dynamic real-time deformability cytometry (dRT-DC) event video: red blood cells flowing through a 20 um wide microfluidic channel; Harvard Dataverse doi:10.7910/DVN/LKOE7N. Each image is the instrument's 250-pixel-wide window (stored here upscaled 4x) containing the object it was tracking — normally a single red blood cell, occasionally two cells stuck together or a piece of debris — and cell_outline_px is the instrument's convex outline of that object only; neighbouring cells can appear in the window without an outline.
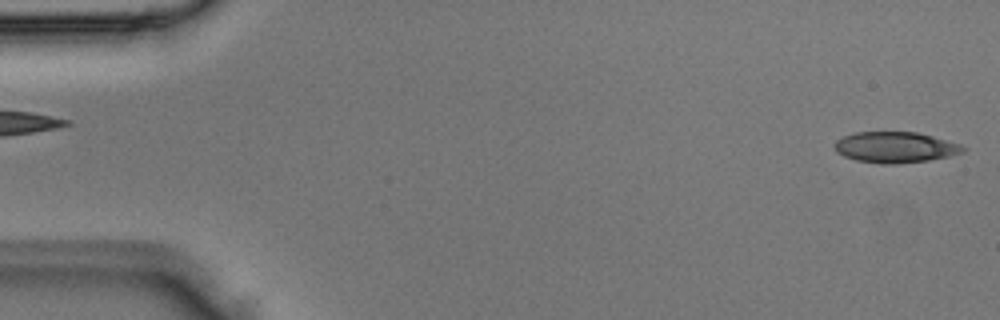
{"species": "Egyptian fruit bat (a non-hibernating species)", "species_latin": "Rousettus aegyptiacus", "temperature_condition": "room temperature", "stored_images_in_passage": 3, "segment_of_instrument_passage": [2, 2], "camera_frame_rate_fps": 3000, "um_per_image_px": 0.085, "animal": {"sex": "male"}, "frame": {"image": 1, "passage_image": 3, "time_ms": 0.667, "image_size_px": [1000, 320], "cell_outline_px": [[968, 148], [964, 152], [948, 156], [928, 160], [896, 164], [880, 164], [856, 160], [844, 156], [836, 152], [832, 144], [836, 140], [844, 136], [856, 132], [916, 132], [932, 136], [960, 144]], "centroid_in_image_um": [76.07, 12.52], "position_along_channel_um": 8.9, "area_um2": 23.18}}